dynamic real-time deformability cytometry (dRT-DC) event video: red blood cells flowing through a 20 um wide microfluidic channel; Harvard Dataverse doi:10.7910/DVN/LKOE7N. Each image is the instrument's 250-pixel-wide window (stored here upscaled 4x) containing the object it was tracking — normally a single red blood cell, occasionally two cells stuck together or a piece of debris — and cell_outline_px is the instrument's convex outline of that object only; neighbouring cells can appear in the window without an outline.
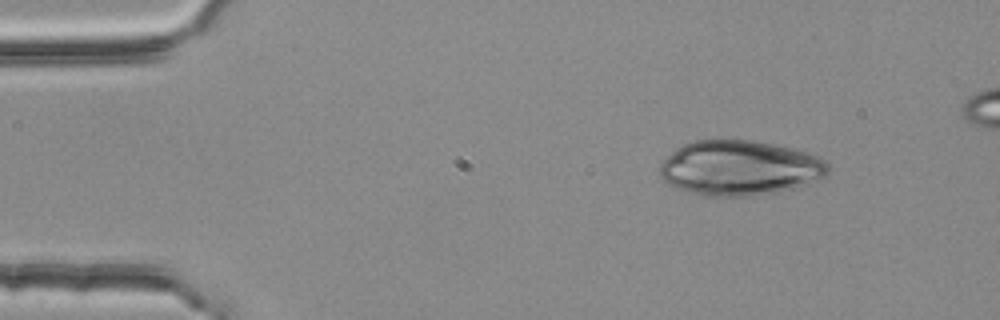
{"species": "common noctule bat (a hibernating species)", "species_latin": "Nyctalus noctula", "temperature_condition": "room temperature", "stored_images_in_passage": 48, "camera_frame_rate_fps": 3000, "um_per_image_px": 0.085, "animal": {"sex": "female", "body_mass_g": 25.1}, "frame": {"image": 1, "passage_image": 1, "time_ms": 0.0, "image_size_px": [1000, 320], "cell_outline_px": [[828, 172], [824, 176], [812, 184], [796, 188], [776, 192], [752, 196], [704, 196], [692, 192], [672, 184], [664, 180], [660, 176], [660, 164], [676, 148], [684, 144], [696, 140], [752, 140], [800, 148], [820, 156], [828, 164]], "centroid_in_image_um": [62.97, 14.26], "position_along_channel_um": 22.0, "area_um2": 54.27}}
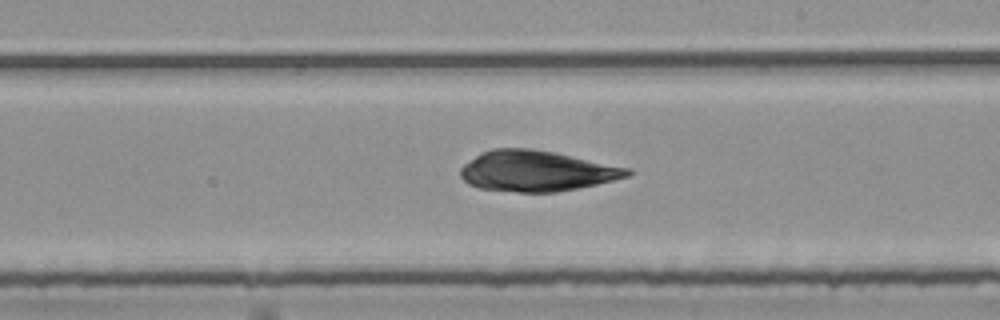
{"frame": {"image": 2, "passage_image": 25, "time_ms": 8.0, "image_size_px": [1000, 320], "cell_outline_px": [[632, 172], [628, 176], [596, 184], [556, 192], [516, 192], [480, 188], [468, 184], [460, 176], [460, 168], [464, 164], [476, 156], [492, 148], [532, 148], [556, 152], [632, 168]], "centroid_in_image_um": [45.61, 14.52], "position_along_channel_um": 243.4, "area_um2": 39.54}}
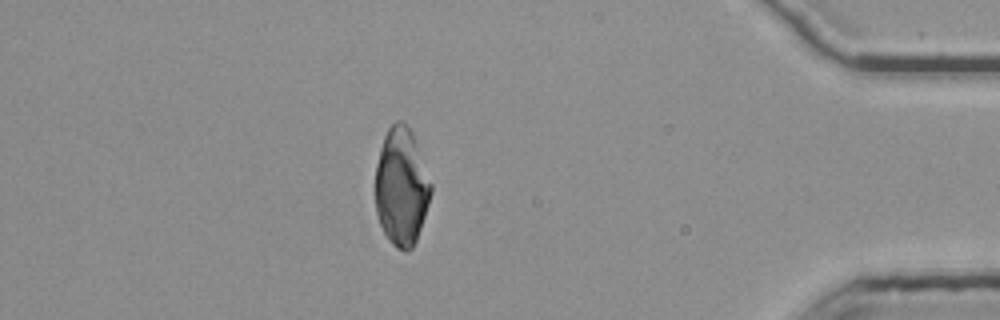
{"frame": {"image": 3, "passage_image": 41, "time_ms": 13.333, "image_size_px": [1000, 320], "cell_outline_px": [[432, 192], [416, 240], [412, 248], [408, 252], [404, 252], [396, 248], [388, 240], [380, 224], [376, 212], [376, 164], [380, 148], [384, 136], [388, 128], [396, 120], [404, 120], [408, 124], [412, 132], [432, 184]], "centroid_in_image_um": [34.12, 15.87], "position_along_channel_um": 401.1, "area_um2": 38.21}}